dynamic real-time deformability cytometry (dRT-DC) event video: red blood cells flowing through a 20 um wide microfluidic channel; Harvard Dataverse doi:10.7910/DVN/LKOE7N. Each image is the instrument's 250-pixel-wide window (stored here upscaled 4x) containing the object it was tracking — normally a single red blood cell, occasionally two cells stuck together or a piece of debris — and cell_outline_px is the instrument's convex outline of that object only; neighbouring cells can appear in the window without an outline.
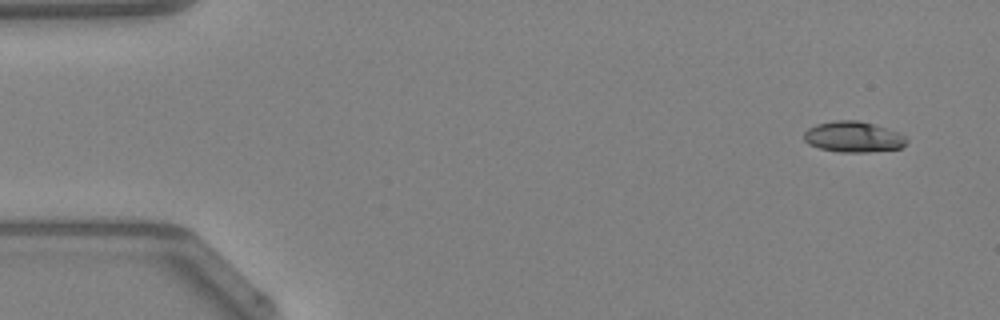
{"species": "Egyptian fruit bat (a non-hibernating species)", "species_latin": "Rousettus aegyptiacus", "temperature_condition": "warm", "stored_images_in_passage": 46, "camera_frame_rate_fps": 3000, "um_per_image_px": 0.085, "animal": {"sex": "female"}, "frame": {"image": 1, "passage_image": 1, "time_ms": 0.0, "image_size_px": [1000, 320], "cell_outline_px": [[908, 140], [900, 148], [868, 152], [840, 152], [820, 148], [808, 144], [804, 140], [804, 132], [808, 128], [816, 124], [836, 120], [856, 120], [872, 124], [900, 132], [908, 136]], "centroid_in_image_um": [72.54, 11.63], "position_along_channel_um": 12.5, "area_um2": 18.44}}
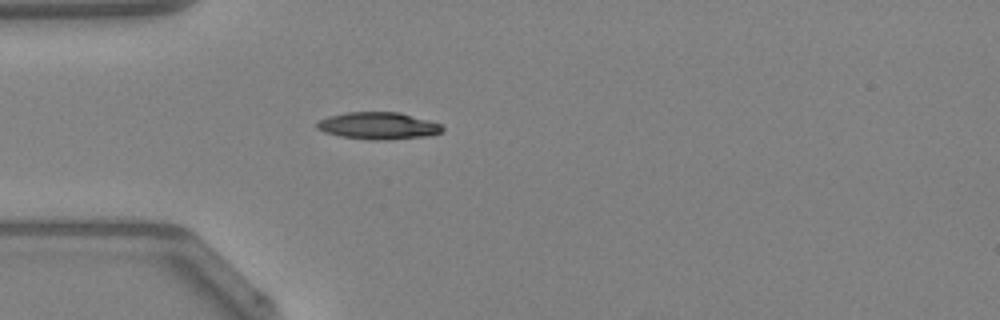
{"frame": {"image": 2, "passage_image": 12, "time_ms": 3.667, "image_size_px": [1000, 320], "cell_outline_px": [[444, 128], [440, 132], [428, 136], [376, 140], [372, 140], [340, 136], [324, 132], [316, 128], [316, 124], [320, 120], [328, 116], [348, 112], [400, 112], [428, 120], [440, 124]], "centroid_in_image_um": [32.13, 10.68], "position_along_channel_um": 52.9, "area_um2": 19.59}}
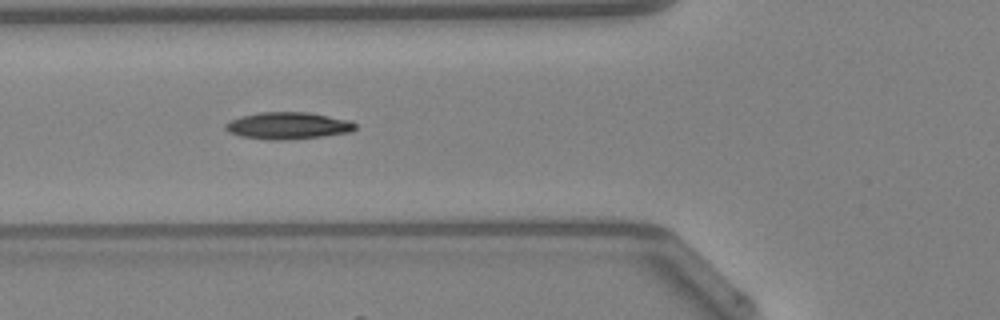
{"frame": {"image": 3, "passage_image": 16, "time_ms": 5.0, "image_size_px": [1000, 320], "cell_outline_px": [[356, 128], [352, 132], [324, 136], [284, 140], [272, 140], [240, 136], [228, 132], [224, 128], [224, 124], [240, 116], [260, 112], [308, 112], [348, 120], [356, 124]], "centroid_in_image_um": [24.46, 10.68], "position_along_channel_um": 101.3, "area_um2": 20.4}, "authors_computed_cell_mechanics": {"area_um2": 18.9006, "velocity_mm_per_s": 4.2689, "shape_relaxation_time_tau1_ms": 6.5271, "shape_relaxation_time_tau2_ms": null, "deformation_change_tau1": 0.1677, "deformation_change_tau2": null}}